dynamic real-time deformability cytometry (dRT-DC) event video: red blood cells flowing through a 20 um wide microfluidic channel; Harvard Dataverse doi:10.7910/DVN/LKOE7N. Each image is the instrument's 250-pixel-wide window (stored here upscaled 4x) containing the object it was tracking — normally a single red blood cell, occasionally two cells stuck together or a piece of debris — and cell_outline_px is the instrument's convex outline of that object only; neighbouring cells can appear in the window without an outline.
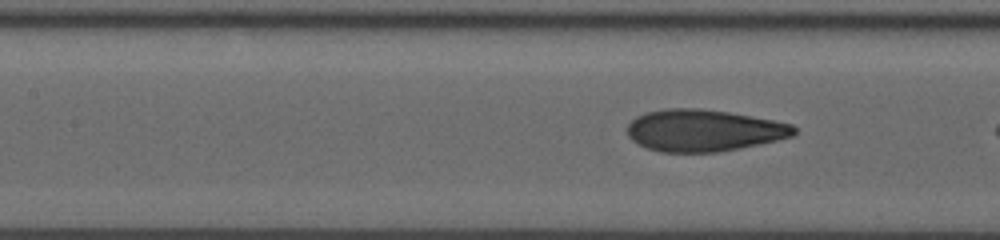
{"species": "human", "species_latin": "Homo sapiens", "temperature_condition": "room temperature", "stored_images_in_passage": 7, "segment_of_instrument_passage": [2, 2], "camera_frame_rate_fps": 3000, "um_per_image_px": 0.085, "donor": {"sex": "male"}, "frame": {"image": 1, "passage_image": 7, "time_ms": 6.0, "image_size_px": [1000, 240], "cell_outline_px": [[796, 132], [792, 136], [760, 144], [740, 148], [716, 152], [660, 152], [648, 148], [632, 140], [628, 136], [628, 124], [636, 116], [648, 112], [664, 108], [700, 108], [728, 112], [772, 120], [792, 124], [796, 128]], "centroid_in_image_um": [59.8, 11.08], "position_along_channel_um": 147.6, "area_um2": 40.46}}